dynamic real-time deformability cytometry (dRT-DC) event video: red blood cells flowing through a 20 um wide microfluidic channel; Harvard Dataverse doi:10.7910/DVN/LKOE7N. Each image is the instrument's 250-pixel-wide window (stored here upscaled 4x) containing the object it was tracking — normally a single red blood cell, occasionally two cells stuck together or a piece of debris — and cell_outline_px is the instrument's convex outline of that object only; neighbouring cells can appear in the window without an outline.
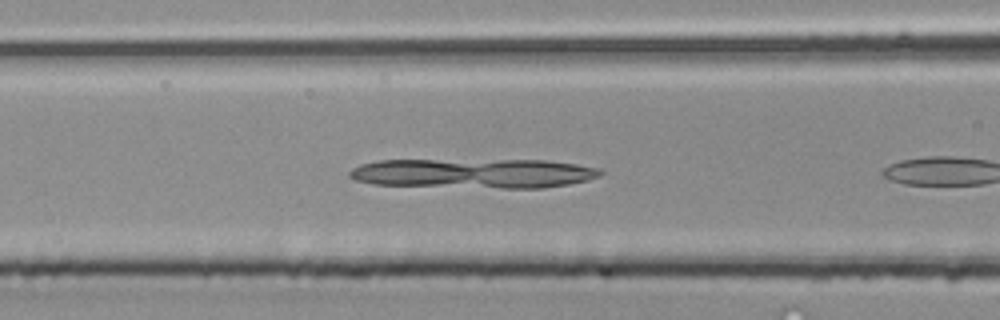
{"species": "common noctule bat (a hibernating species)", "species_latin": "Nyctalus noctula", "temperature_condition": "room temperature", "stored_images_in_passage": 6, "camera_frame_rate_fps": 3000, "um_per_image_px": 0.085, "animal": {"sex": "male", "body_mass_g": 20.4}, "frame": {"image": 1, "passage_image": 4, "time_ms": 1.0, "image_size_px": [1000, 320], "cell_outline_px": [[604, 172], [600, 176], [588, 180], [568, 184], [544, 188], [500, 188], [376, 184], [356, 180], [348, 176], [348, 172], [352, 168], [360, 164], [380, 160], [544, 160], [576, 164], [600, 168]], "centroid_in_image_um": [40.29, 14.73], "position_along_channel_um": 126.3, "area_um2": 43.35}}